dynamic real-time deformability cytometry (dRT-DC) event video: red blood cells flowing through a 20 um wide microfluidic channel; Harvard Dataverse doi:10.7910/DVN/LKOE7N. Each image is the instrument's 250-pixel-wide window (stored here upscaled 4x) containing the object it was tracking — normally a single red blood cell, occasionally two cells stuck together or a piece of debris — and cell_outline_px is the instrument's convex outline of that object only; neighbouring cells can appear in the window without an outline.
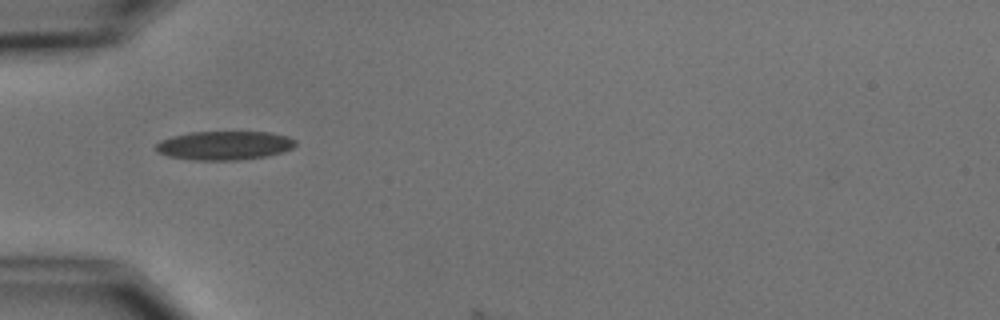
{"species": "common noctule bat (a hibernating species)", "species_latin": "Nyctalus noctula", "temperature_condition": "cold", "stored_images_in_passage": 4, "camera_frame_rate_fps": 3000, "um_per_image_px": 0.085, "animal": {"sex": "male", "body_mass_g": 15.6}, "frame": {"image": 1, "passage_image": 3, "time_ms": 3.0, "image_size_px": [1000, 320], "cell_outline_px": [[296, 144], [292, 148], [284, 152], [264, 156], [240, 160], [192, 160], [168, 156], [156, 152], [156, 144], [160, 140], [172, 136], [192, 132], [268, 132], [288, 136], [296, 140]], "centroid_in_image_um": [19.07, 12.36], "position_along_channel_um": 65.9, "area_um2": 23.52}}